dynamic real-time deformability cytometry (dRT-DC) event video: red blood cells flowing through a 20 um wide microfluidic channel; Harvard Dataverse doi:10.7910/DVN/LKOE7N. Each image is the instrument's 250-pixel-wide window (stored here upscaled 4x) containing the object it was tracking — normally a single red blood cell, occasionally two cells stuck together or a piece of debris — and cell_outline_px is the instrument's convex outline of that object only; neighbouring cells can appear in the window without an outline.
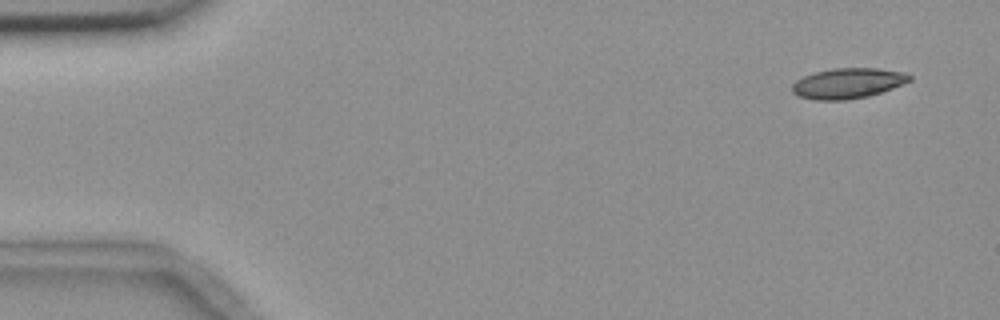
{"species": "common noctule bat (a hibernating species)", "species_latin": "Nyctalus noctula", "temperature_condition": "room temperature", "stored_images_in_passage": 4, "camera_frame_rate_fps": 3000, "um_per_image_px": 0.085, "animal": {"sex": "female", "body_mass_g": 18.4}, "frame": {"image": 1, "passage_image": 1, "time_ms": 0.0, "image_size_px": [1000, 320], "cell_outline_px": [[912, 80], [892, 88], [868, 96], [848, 100], [816, 100], [800, 96], [792, 92], [792, 84], [796, 80], [812, 72], [832, 68], [876, 68], [904, 72], [912, 76]], "centroid_in_image_um": [72.05, 7.07], "position_along_channel_um": 12.9, "area_um2": 20.81}}